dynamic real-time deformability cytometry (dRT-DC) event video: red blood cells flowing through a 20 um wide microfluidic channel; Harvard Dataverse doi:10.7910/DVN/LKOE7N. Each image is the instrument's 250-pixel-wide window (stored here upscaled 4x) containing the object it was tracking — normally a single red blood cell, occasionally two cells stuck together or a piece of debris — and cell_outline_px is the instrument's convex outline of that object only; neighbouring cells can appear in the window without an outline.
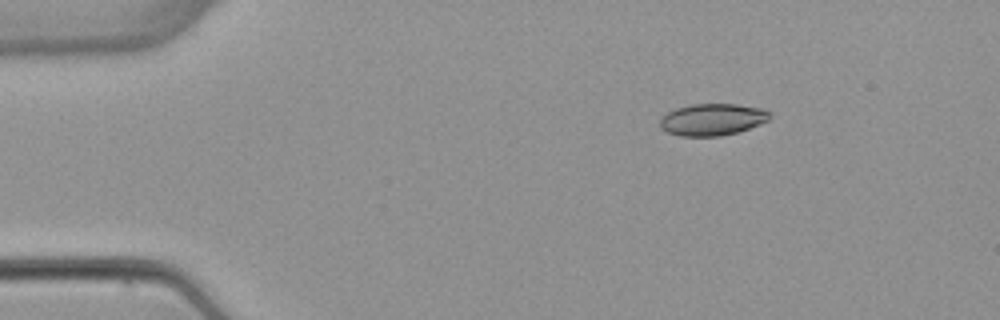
{"species": "common noctule bat (a hibernating species)", "species_latin": "Nyctalus noctula", "temperature_condition": "warm", "stored_images_in_passage": 3, "segment_of_instrument_passage": [1, 2], "camera_frame_rate_fps": 3000, "um_per_image_px": 0.085, "animal": {"sex": "female", "body_mass_g": 22.7, "forearm_length_mm": 54.2}, "frame": {"image": 1, "passage_image": 1, "time_ms": 0.0, "image_size_px": [1000, 320], "cell_outline_px": [[772, 116], [768, 120], [760, 124], [736, 132], [720, 136], [680, 136], [668, 132], [660, 128], [660, 120], [668, 112], [676, 108], [692, 104], [736, 104], [764, 108]], "centroid_in_image_um": [60.56, 10.15], "position_along_channel_um": 24.4, "area_um2": 20.29}}